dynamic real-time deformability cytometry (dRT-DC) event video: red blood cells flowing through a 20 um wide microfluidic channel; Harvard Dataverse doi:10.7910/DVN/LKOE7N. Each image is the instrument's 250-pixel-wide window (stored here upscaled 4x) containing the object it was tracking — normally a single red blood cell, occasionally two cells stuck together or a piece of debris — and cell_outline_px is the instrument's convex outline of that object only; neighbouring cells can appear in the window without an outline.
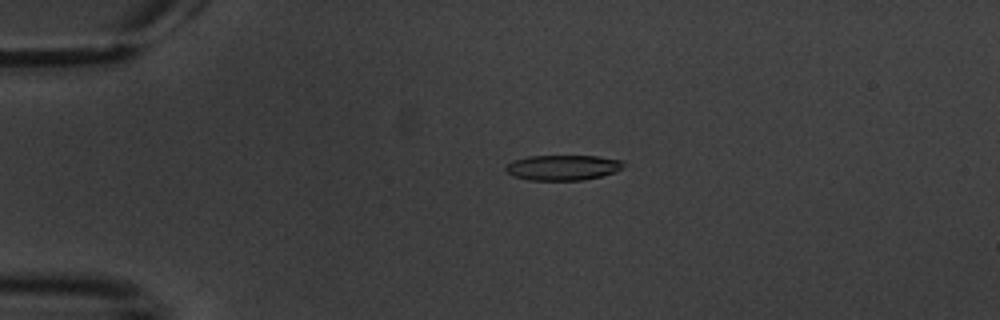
{"species": "common noctule bat (a hibernating species)", "species_latin": "Nyctalus noctula", "temperature_condition": "warm", "stored_images_in_passage": 11, "camera_frame_rate_fps": 3000, "um_per_image_px": 0.085, "animal": {"sex": "male", "body_mass_g": 20.1, "forearm_length_mm": 53.5}, "frame": {"image": 1, "passage_image": 3, "time_ms": 2.667, "image_size_px": [1000, 320], "cell_outline_px": [[624, 164], [616, 172], [584, 180], [528, 180], [512, 176], [504, 168], [508, 164], [516, 160], [528, 156], [600, 156], [624, 160]], "centroid_in_image_um": [47.86, 14.24], "position_along_channel_um": 37.1, "area_um2": 17.34}}
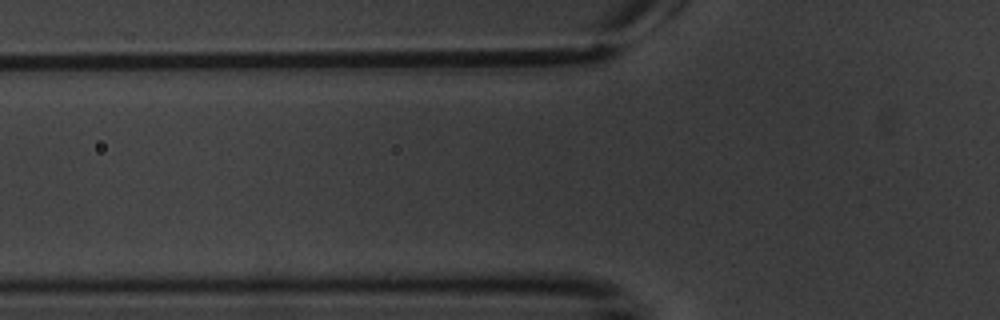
{"frame": {"image": 2, "passage_image": 7, "time_ms": 7.333, "image_size_px": [1000, 320], "cell_outline_px": [[436, 288], [432, 292], [340, 292], [300, 288], [388, 272]], "centroid_in_image_um": [31.89, 24.21], "position_along_channel_um": 93.9, "area_um2": 11.16}}